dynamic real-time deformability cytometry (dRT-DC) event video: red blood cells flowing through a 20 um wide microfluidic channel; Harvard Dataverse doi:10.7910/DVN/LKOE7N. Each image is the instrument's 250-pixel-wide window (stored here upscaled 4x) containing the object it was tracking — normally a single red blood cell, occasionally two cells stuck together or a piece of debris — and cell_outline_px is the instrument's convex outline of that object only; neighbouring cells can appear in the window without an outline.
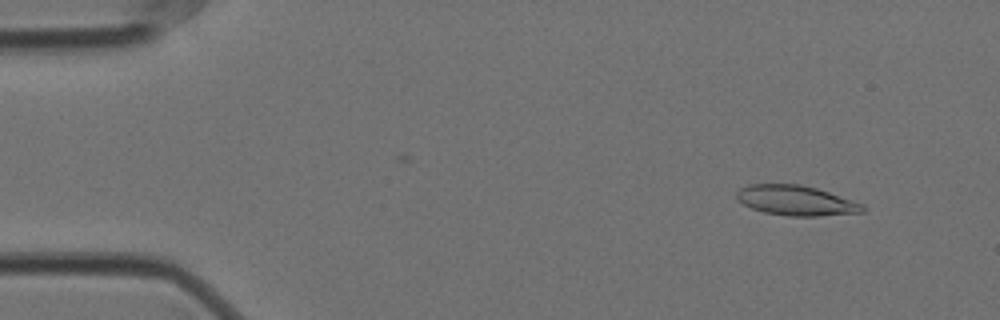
{"species": "Egyptian fruit bat (a non-hibernating species)", "species_latin": "Rousettus aegyptiacus", "temperature_condition": "cold", "stored_images_in_passage": 52, "camera_frame_rate_fps": 3000, "um_per_image_px": 0.085, "animal": {"sex": "female"}, "frame": {"image": 1, "passage_image": 4, "time_ms": 1.0, "image_size_px": [1000, 320], "cell_outline_px": [[864, 212], [816, 216], [788, 216], [764, 212], [752, 208], [736, 200], [736, 192], [740, 188], [748, 184], [800, 184], [816, 188], [864, 204]], "centroid_in_image_um": [67.63, 17.04], "position_along_channel_um": 17.4, "area_um2": 21.96}}
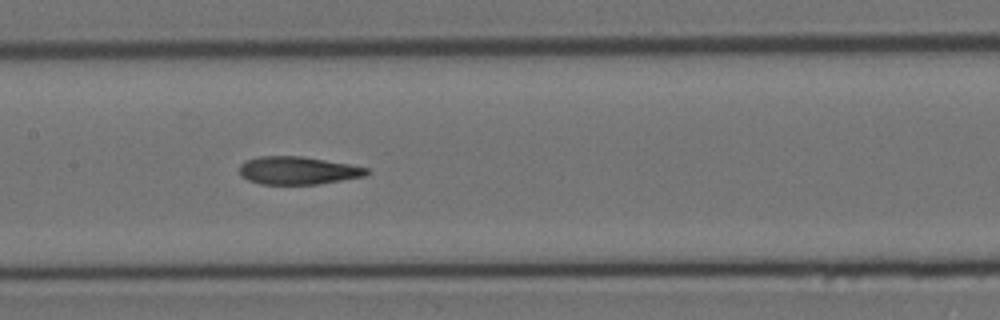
{"frame": {"image": 2, "passage_image": 26, "time_ms": 8.333, "image_size_px": [1000, 320], "cell_outline_px": [[368, 172], [364, 176], [316, 184], [260, 184], [248, 180], [240, 176], [240, 164], [244, 160], [260, 156], [300, 156], [348, 164], [368, 168]], "centroid_in_image_um": [25.24, 14.49], "position_along_channel_um": 182.2, "area_um2": 20.46}}
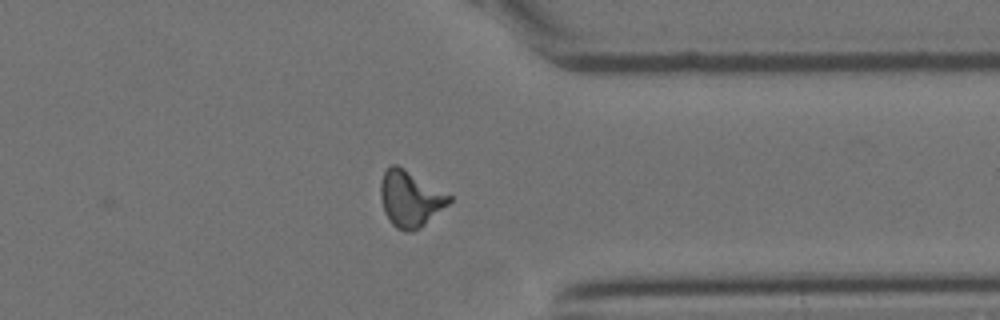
{"frame": {"image": 3, "passage_image": 43, "time_ms": 14.0, "image_size_px": [1000, 320], "cell_outline_px": [[452, 200], [448, 204], [420, 228], [412, 232], [404, 232], [396, 228], [392, 224], [384, 212], [380, 196], [380, 184], [384, 172], [392, 164], [396, 164], [404, 168], [452, 196]], "centroid_in_image_um": [34.85, 16.91], "position_along_channel_um": 376.6, "area_um2": 22.25}, "authors_computed_cell_mechanics": {"area_um2": 21.2415, "velocity_mm_per_s": 3.5344, "shape_relaxation_time_tau1_ms": 10.808, "shape_relaxation_time_tau2_ms": 3.8551, "deformation_change_tau1": 0.2661, "deformation_change_tau2": 0.1319}}